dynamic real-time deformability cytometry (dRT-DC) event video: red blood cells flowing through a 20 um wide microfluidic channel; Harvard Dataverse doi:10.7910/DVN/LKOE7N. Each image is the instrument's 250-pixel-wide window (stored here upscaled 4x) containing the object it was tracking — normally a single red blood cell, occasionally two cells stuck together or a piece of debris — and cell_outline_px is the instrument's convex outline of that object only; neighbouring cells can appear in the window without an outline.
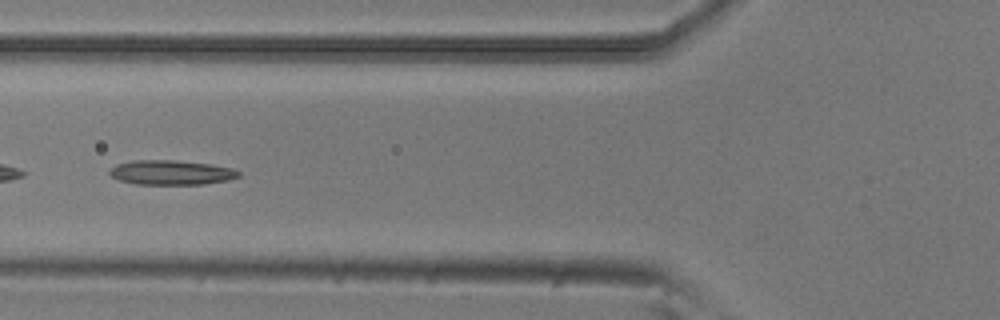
{"species": "common noctule bat (a hibernating species)", "species_latin": "Nyctalus noctula", "temperature_condition": "room temperature", "stored_images_in_passage": 5, "camera_frame_rate_fps": 3000, "um_per_image_px": 0.085, "animal": {"sex": "male", "body_mass_g": 20.5, "forearm_length_mm": 52.5}, "frame": {"image": 1, "passage_image": 5, "time_ms": 1.333, "image_size_px": [1000, 320], "cell_outline_px": [[240, 176], [228, 180], [204, 184], [136, 184], [120, 180], [112, 176], [108, 172], [116, 164], [132, 160], [172, 160], [208, 164], [232, 168], [240, 172]], "centroid_in_image_um": [14.54, 14.66], "position_along_channel_um": 111.3, "area_um2": 18.32}}